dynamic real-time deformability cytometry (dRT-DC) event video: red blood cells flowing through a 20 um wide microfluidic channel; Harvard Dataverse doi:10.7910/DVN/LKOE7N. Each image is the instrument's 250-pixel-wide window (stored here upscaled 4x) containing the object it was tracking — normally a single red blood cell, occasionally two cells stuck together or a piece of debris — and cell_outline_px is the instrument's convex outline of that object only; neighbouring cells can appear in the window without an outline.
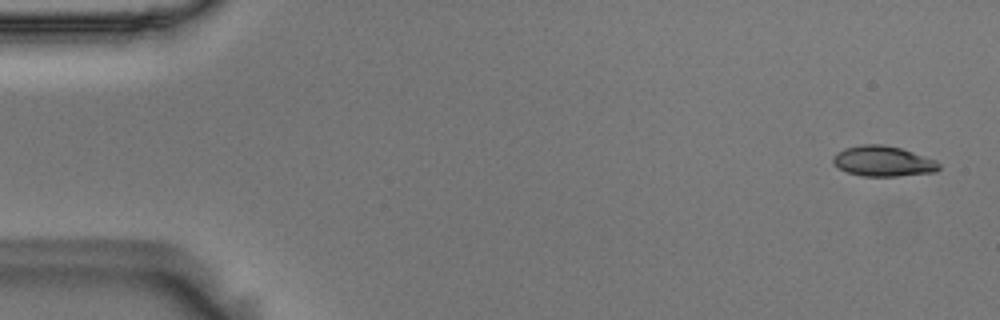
{"species": "Egyptian fruit bat (a non-hibernating species)", "species_latin": "Rousettus aegyptiacus", "temperature_condition": "room temperature", "stored_images_in_passage": 55, "camera_frame_rate_fps": 3000, "um_per_image_px": 0.085, "animal": {"sex": "male"}, "frame": {"image": 1, "passage_image": 2, "time_ms": 0.333, "image_size_px": [1000, 320], "cell_outline_px": [[940, 168], [936, 172], [896, 176], [864, 176], [848, 172], [832, 164], [832, 156], [836, 152], [844, 148], [860, 144], [884, 144], [900, 148], [936, 160], [940, 164]], "centroid_in_image_um": [75.04, 13.69], "position_along_channel_um": 10.0, "area_um2": 18.84}}
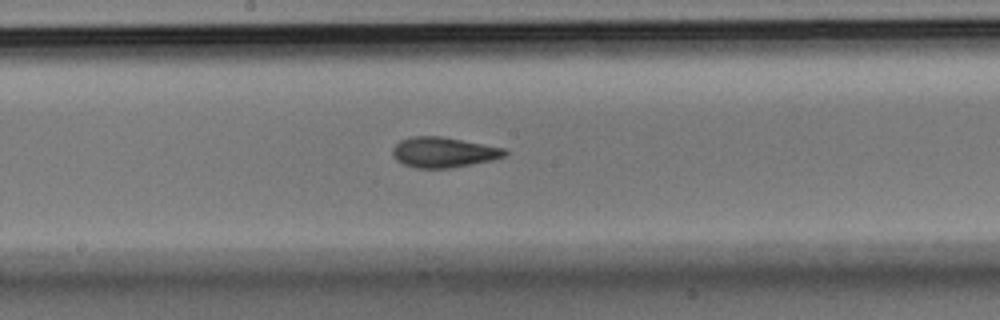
{"frame": {"image": 2, "passage_image": 29, "time_ms": 9.333, "image_size_px": [1000, 320], "cell_outline_px": [[508, 152], [504, 156], [492, 160], [448, 168], [416, 168], [404, 164], [396, 160], [392, 156], [392, 148], [400, 140], [412, 136], [440, 136], [504, 148]], "centroid_in_image_um": [37.65, 12.94], "position_along_channel_um": 210.5, "area_um2": 19.65}}
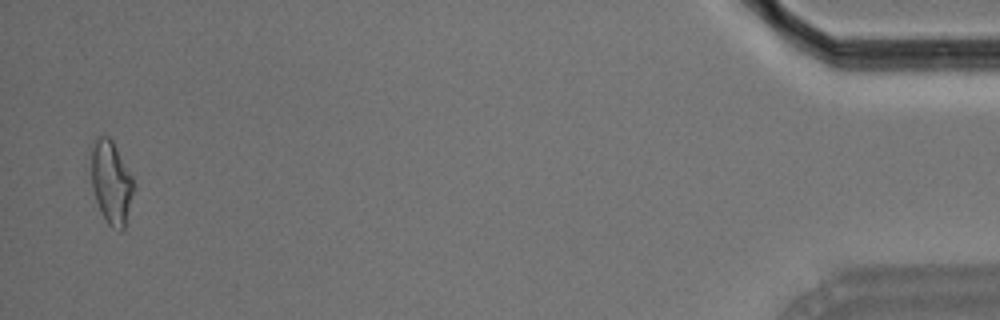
{"frame": {"image": 3, "passage_image": 54, "time_ms": 17.667, "image_size_px": [1000, 320], "cell_outline_px": [[136, 184], [124, 228], [120, 232], [112, 228], [104, 220], [100, 212], [92, 188], [92, 148], [96, 136], [108, 136], [112, 140], [132, 176]], "centroid_in_image_um": [9.47, 15.54], "position_along_channel_um": 425.7, "area_um2": 20.63}, "authors_computed_cell_mechanics": {"area_um2": 19.363, "velocity_mm_per_s": 3.6296, "shape_relaxation_time_tau1_ms": 5.1416, "shape_relaxation_time_tau2_ms": 2.3436, "deformation_change_tau1": 0.1638, "deformation_change_tau2": 0.0975}}